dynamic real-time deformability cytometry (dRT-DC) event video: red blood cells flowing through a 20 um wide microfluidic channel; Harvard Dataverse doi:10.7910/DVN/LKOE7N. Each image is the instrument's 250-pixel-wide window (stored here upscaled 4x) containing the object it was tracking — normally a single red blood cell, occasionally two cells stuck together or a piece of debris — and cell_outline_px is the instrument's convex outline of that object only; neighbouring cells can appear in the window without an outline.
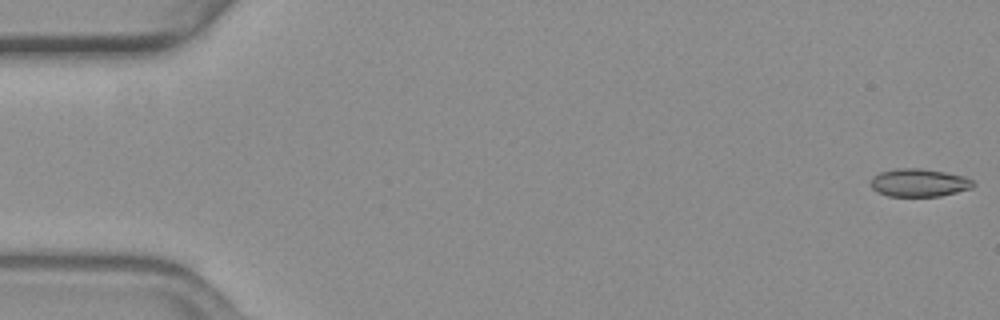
{"species": "common noctule bat (a hibernating species)", "species_latin": "Nyctalus noctula", "temperature_condition": "warm", "stored_images_in_passage": 10, "camera_frame_rate_fps": 3000, "um_per_image_px": 0.085, "animal": {"sex": "female", "body_mass_g": 19.3, "forearm_length_mm": 54.1}, "frame": {"image": 1, "passage_image": 1, "time_ms": 0.0, "image_size_px": [1000, 320], "cell_outline_px": [[972, 188], [940, 196], [888, 196], [872, 188], [872, 176], [880, 172], [900, 168], [916, 168], [944, 172], [964, 176], [972, 180]], "centroid_in_image_um": [78.11, 15.53], "position_along_channel_um": 6.9, "area_um2": 16.36}}